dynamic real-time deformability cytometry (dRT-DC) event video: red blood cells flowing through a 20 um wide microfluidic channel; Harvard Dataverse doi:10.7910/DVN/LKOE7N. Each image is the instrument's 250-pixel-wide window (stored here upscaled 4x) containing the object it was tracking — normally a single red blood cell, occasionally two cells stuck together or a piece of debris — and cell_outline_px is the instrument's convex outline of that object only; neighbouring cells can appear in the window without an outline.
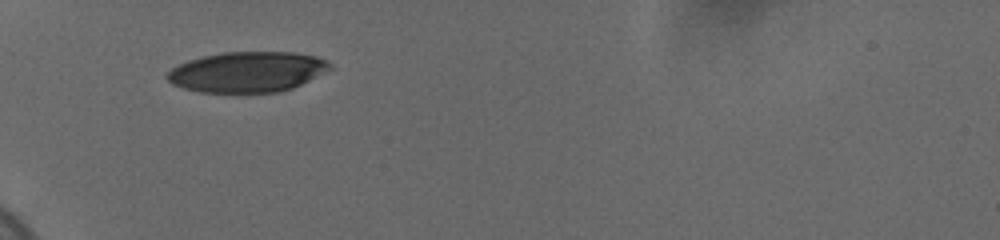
{"species": "human", "species_latin": "Homo sapiens", "temperature_condition": "cold", "stored_images_in_passage": 2, "camera_frame_rate_fps": 3000, "um_per_image_px": 0.085, "donor": {"sex": "female"}, "frame": {"image": 1, "passage_image": 1, "time_ms": 0.0, "image_size_px": [1000, 240], "cell_outline_px": [[332, 68], [292, 88], [276, 92], [200, 92], [184, 88], [172, 84], [164, 76], [172, 68], [188, 60], [204, 56], [224, 52], [296, 52], [316, 56], [328, 60], [332, 64]], "centroid_in_image_um": [21.02, 6.1], "position_along_channel_um": 64.0, "area_um2": 38.21}}